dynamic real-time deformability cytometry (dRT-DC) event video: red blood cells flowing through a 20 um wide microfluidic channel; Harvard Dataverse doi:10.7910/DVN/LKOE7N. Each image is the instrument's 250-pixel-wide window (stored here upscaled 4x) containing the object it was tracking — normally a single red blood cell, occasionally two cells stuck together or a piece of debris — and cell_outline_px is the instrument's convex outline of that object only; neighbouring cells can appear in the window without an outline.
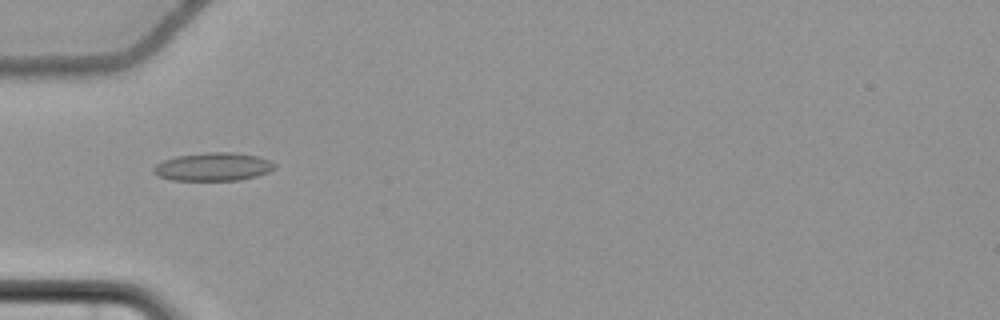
{"species": "common noctule bat (a hibernating species)", "species_latin": "Nyctalus noctula", "temperature_condition": "cold", "stored_images_in_passage": 57, "camera_frame_rate_fps": 3000, "um_per_image_px": 0.085, "animal": {"sex": "female", "body_mass_g": 22.7, "forearm_length_mm": 54.2}, "frame": {"image": 1, "passage_image": 20, "time_ms": 6.333, "image_size_px": [1000, 320], "cell_outline_px": [[276, 168], [268, 172], [256, 176], [240, 180], [172, 180], [156, 176], [152, 172], [152, 168], [156, 164], [164, 160], [176, 156], [208, 152], [232, 152], [256, 156], [268, 160], [276, 164]], "centroid_in_image_um": [18.09, 14.18], "position_along_channel_um": 66.9, "area_um2": 19.94}}
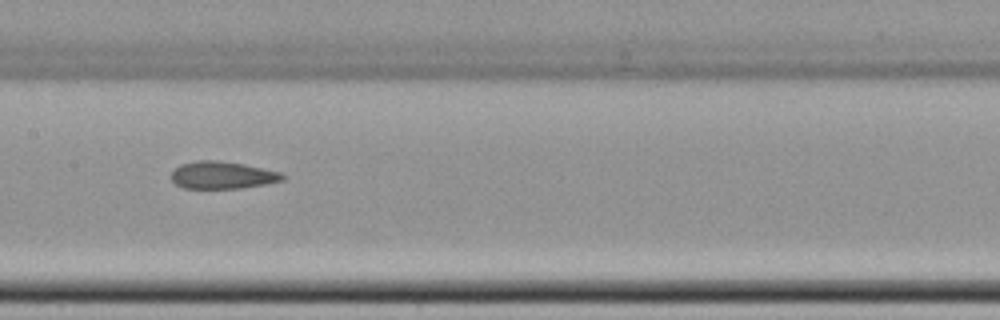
{"frame": {"image": 2, "passage_image": 30, "time_ms": 9.667, "image_size_px": [1000, 320], "cell_outline_px": [[284, 180], [264, 184], [240, 188], [184, 188], [176, 184], [172, 180], [172, 172], [180, 164], [196, 160], [216, 160], [244, 164], [280, 172], [284, 176]], "centroid_in_image_um": [18.88, 14.88], "position_along_channel_um": 188.5, "area_um2": 17.57}}
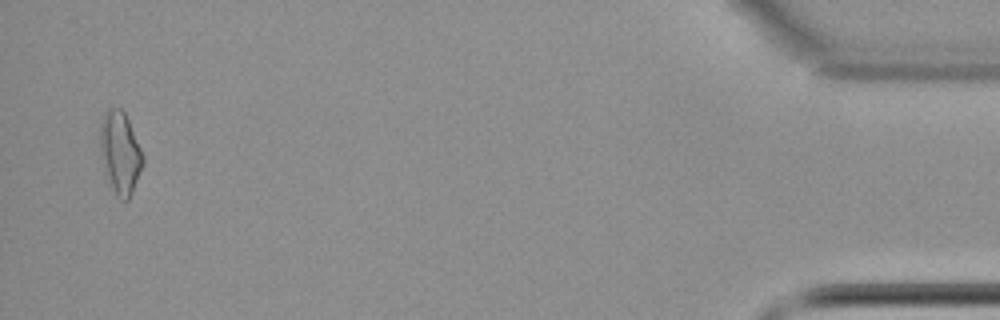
{"frame": {"image": 3, "passage_image": 56, "time_ms": 18.333, "image_size_px": [1000, 320], "cell_outline_px": [[144, 164], [132, 192], [128, 200], [120, 200], [116, 196], [112, 188], [100, 152], [100, 124], [104, 112], [108, 108], [120, 108], [124, 112], [128, 120], [144, 156]], "centroid_in_image_um": [10.22, 12.97], "position_along_channel_um": 425.0, "area_um2": 20.23}, "authors_computed_cell_mechanics": {"area_um2": 18.8428, "velocity_mm_per_s": 3.6919, "shape_relaxation_time_tau1_ms": null, "shape_relaxation_time_tau2_ms": 4.2522, "deformation_change_tau1": null, "deformation_change_tau2": 0.1227}}